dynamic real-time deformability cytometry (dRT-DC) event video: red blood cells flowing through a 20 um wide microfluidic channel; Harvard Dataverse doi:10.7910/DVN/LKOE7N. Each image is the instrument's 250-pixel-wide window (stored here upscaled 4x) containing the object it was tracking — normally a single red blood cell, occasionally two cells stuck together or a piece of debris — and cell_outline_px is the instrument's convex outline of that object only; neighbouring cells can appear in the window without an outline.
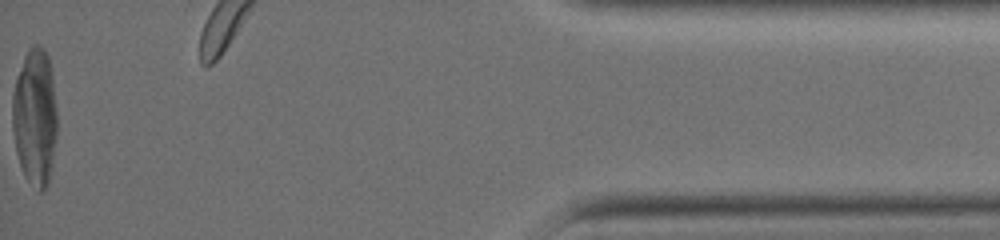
{"species": "common noctule bat (a hibernating species)", "species_latin": "Nyctalus noctula", "temperature_condition": "warm", "stored_images_in_passage": 29, "segment_of_instrument_passage": [2, 2], "camera_frame_rate_fps": 3000, "um_per_image_px": 0.085, "animal": {"sex": "female", "body_mass_g": 19.0, "forearm_length_mm": 51.5}, "frame": {"image": 1, "passage_image": 29, "time_ms": 9.333, "image_size_px": [1000, 240], "cell_outline_px": [[56, 136], [52, 164], [48, 188], [40, 192], [24, 176], [16, 152], [12, 128], [12, 96], [16, 76], [24, 56], [28, 48], [32, 44], [40, 44], [44, 48], [48, 56], [52, 76], [56, 108]], "centroid_in_image_um": [2.96, 9.93], "position_along_channel_um": 432.2, "area_um2": 36.13}}